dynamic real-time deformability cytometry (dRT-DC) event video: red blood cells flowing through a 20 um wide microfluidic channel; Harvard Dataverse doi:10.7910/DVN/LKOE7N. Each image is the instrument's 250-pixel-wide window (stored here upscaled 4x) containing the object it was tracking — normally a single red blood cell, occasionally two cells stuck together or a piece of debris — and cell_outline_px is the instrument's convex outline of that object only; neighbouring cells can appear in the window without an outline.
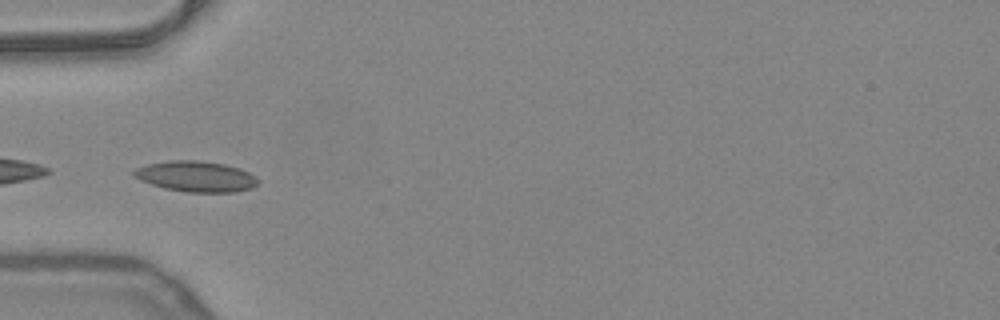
{"species": "common noctule bat (a hibernating species)", "species_latin": "Nyctalus noctula", "temperature_condition": "warm", "stored_images_in_passage": 12, "camera_frame_rate_fps": 3000, "um_per_image_px": 0.085, "animal": {"sex": "female", "body_mass_g": 24.6, "forearm_length_mm": 56.2}, "frame": {"image": 1, "passage_image": 9, "time_ms": 2.667, "image_size_px": [1000, 320], "cell_outline_px": [[260, 180], [252, 188], [236, 192], [188, 192], [164, 188], [140, 180], [132, 176], [132, 172], [136, 168], [148, 164], [168, 160], [200, 160], [224, 164], [240, 168], [256, 176]], "centroid_in_image_um": [16.66, 14.99], "position_along_channel_um": 68.3, "area_um2": 22.31}}